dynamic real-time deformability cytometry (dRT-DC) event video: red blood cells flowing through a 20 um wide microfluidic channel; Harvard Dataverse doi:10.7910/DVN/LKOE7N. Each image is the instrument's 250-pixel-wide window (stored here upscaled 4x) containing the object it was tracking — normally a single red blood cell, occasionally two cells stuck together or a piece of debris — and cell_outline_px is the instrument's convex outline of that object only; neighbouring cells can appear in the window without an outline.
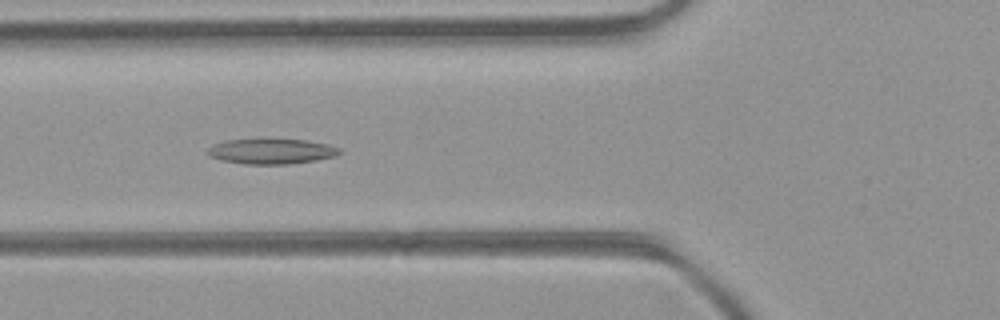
{"species": "common noctule bat (a hibernating species)", "species_latin": "Nyctalus noctula", "temperature_condition": "room temperature", "stored_images_in_passage": 47, "camera_frame_rate_fps": 3000, "um_per_image_px": 0.085, "animal": {"sex": "female", "body_mass_g": 21.9}, "frame": {"image": 1, "passage_image": 18, "time_ms": 5.667, "image_size_px": [1000, 320], "cell_outline_px": [[340, 152], [336, 156], [316, 160], [288, 164], [244, 164], [224, 160], [208, 156], [208, 148], [216, 144], [228, 140], [256, 136], [308, 140], [328, 144], [340, 148]], "centroid_in_image_um": [23.08, 12.81], "position_along_channel_um": 102.7, "area_um2": 20.17}}
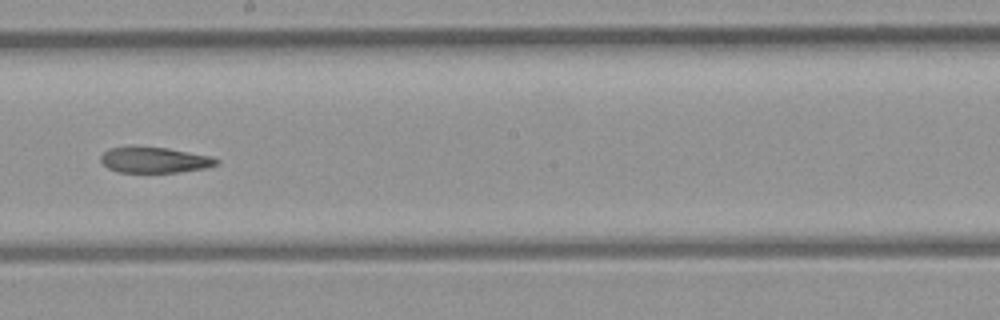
{"frame": {"image": 2, "passage_image": 27, "time_ms": 8.667, "image_size_px": [1000, 320], "cell_outline_px": [[220, 160], [216, 164], [208, 168], [180, 172], [120, 172], [108, 168], [100, 160], [100, 156], [108, 148], [132, 144], [136, 144], [168, 148], [212, 156]], "centroid_in_image_um": [13.11, 13.56], "position_along_channel_um": 235.1, "area_um2": 17.98}}
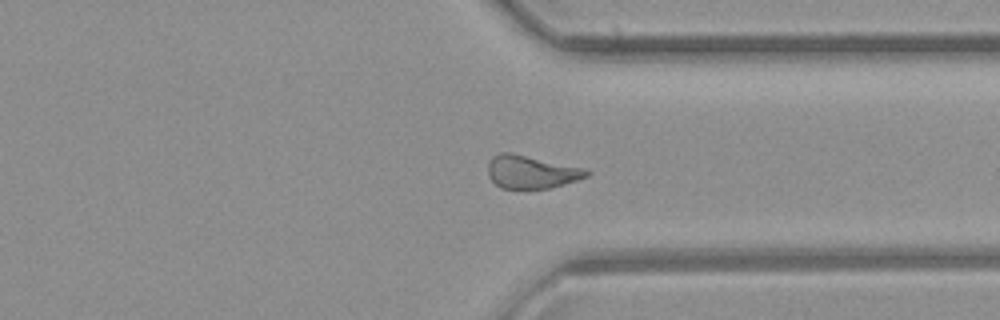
{"frame": {"image": 3, "passage_image": 36, "time_ms": 11.667, "image_size_px": [1000, 320], "cell_outline_px": [[592, 172], [588, 176], [564, 184], [548, 188], [500, 188], [488, 176], [488, 160], [492, 156], [500, 152], [512, 152], [588, 168]], "centroid_in_image_um": [45.18, 14.58], "position_along_channel_um": 366.2, "area_um2": 19.31}, "authors_computed_cell_mechanics": {"area_um2": 19.652, "velocity_mm_per_s": 4.3959, "shape_relaxation_time_tau1_ms": null, "shape_relaxation_time_tau2_ms": 6.6137, "deformation_change_tau1": null, "deformation_change_tau2": 0.1631}}